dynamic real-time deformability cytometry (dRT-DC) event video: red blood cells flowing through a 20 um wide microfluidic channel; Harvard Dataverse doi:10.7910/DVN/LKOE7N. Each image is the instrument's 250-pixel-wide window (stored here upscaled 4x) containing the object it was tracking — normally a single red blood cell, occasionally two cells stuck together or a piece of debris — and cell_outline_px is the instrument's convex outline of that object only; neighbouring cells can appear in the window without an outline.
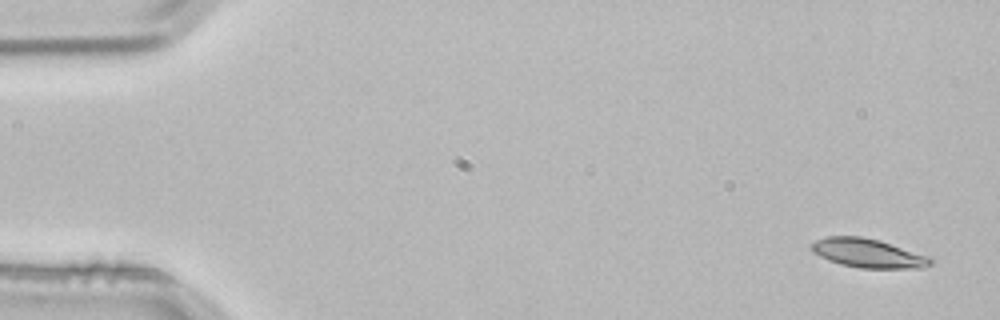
{"species": "common noctule bat (a hibernating species)", "species_latin": "Nyctalus noctula", "temperature_condition": "room temperature", "stored_images_in_passage": 4, "camera_frame_rate_fps": 3000, "um_per_image_px": 0.085, "animal": {"sex": "male", "body_mass_g": 21.5, "forearm_length_mm": 52.0}, "frame": {"image": 1, "passage_image": 1, "time_ms": 0.0, "image_size_px": [1000, 320], "cell_outline_px": [[936, 260], [932, 264], [924, 268], [860, 268], [840, 264], [828, 260], [812, 252], [812, 244], [816, 240], [828, 236], [860, 236], [880, 240], [932, 256]], "centroid_in_image_um": [73.87, 21.52], "position_along_channel_um": 11.1, "area_um2": 20.4}}
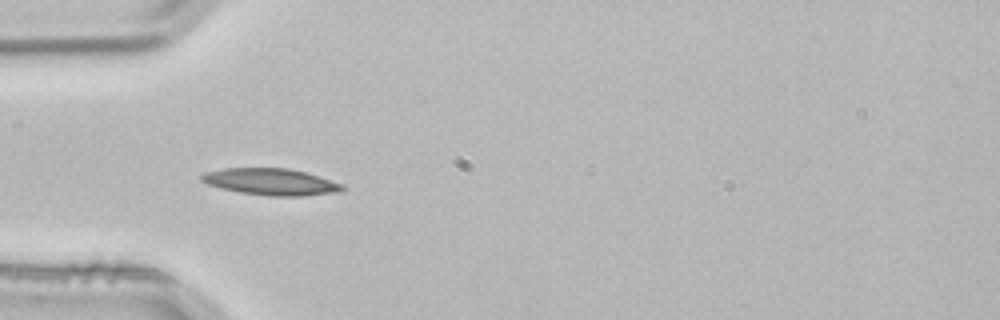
{"frame": {"image": 2, "passage_image": 4, "time_ms": 1.0, "image_size_px": [1000, 320], "cell_outline_px": [[348, 188], [344, 192], [304, 196], [268, 196], [240, 192], [208, 184], [200, 180], [200, 176], [204, 172], [224, 168], [288, 168], [304, 172], [344, 184]], "centroid_in_image_um": [23.1, 15.46], "position_along_channel_um": 61.9, "area_um2": 22.02}}